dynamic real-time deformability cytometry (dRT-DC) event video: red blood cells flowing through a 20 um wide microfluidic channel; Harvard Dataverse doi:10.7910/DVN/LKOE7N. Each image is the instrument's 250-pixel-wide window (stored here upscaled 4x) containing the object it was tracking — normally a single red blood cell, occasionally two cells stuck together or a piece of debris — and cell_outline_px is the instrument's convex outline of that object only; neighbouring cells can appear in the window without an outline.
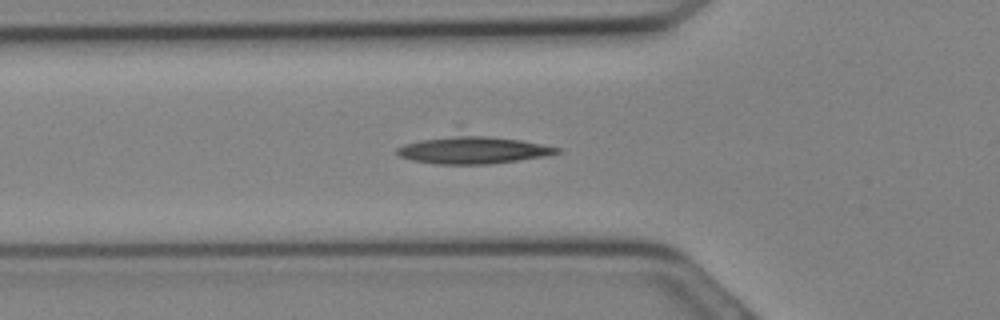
{"species": "Egyptian fruit bat (a non-hibernating species)", "species_latin": "Rousettus aegyptiacus", "temperature_condition": "cold", "stored_images_in_passage": 12, "camera_frame_rate_fps": 3000, "um_per_image_px": 0.085, "animal": {"sex": "female"}, "frame": {"image": 1, "passage_image": 4, "time_ms": 1.0, "image_size_px": [1000, 320], "cell_outline_px": [[564, 152], [544, 156], [488, 164], [436, 164], [412, 160], [400, 156], [396, 152], [396, 148], [408, 144], [424, 140], [456, 136], [484, 136], [520, 140], [560, 148]], "centroid_in_image_um": [40.25, 12.78], "position_along_channel_um": 85.5, "area_um2": 24.51}}
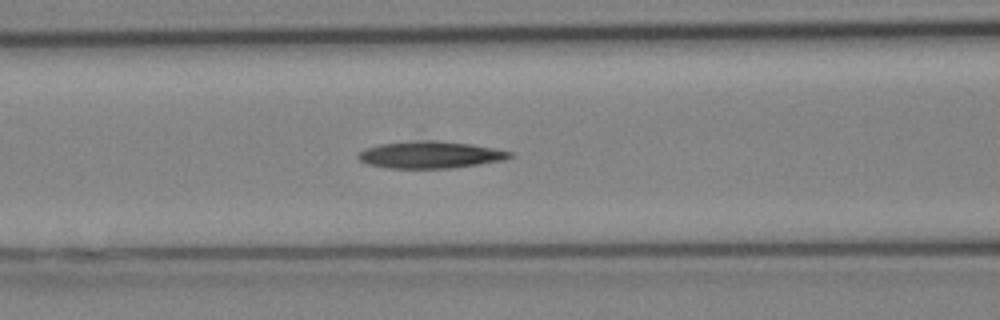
{"frame": {"image": 2, "passage_image": 6, "time_ms": 1.667, "image_size_px": [1000, 320], "cell_outline_px": [[512, 156], [504, 160], [452, 168], [388, 168], [368, 164], [360, 160], [356, 156], [360, 152], [368, 148], [380, 144], [416, 140], [436, 140], [468, 144], [492, 148], [512, 152]], "centroid_in_image_um": [36.56, 13.16], "position_along_channel_um": 130.0, "area_um2": 23.58}}
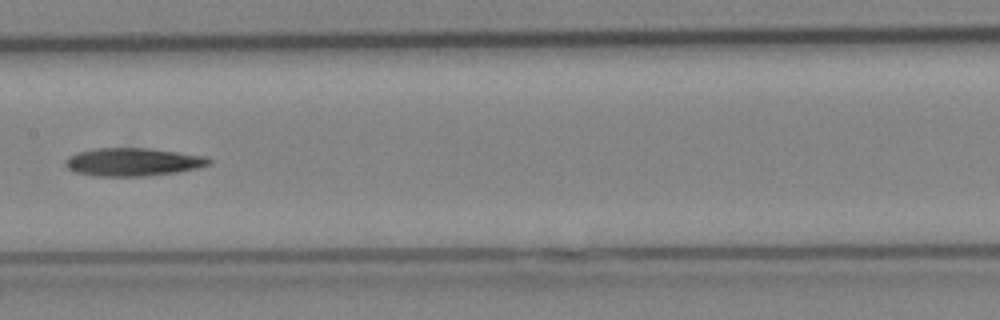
{"frame": {"image": 3, "passage_image": 9, "time_ms": 2.667, "image_size_px": [1000, 320], "cell_outline_px": [[212, 164], [200, 168], [176, 172], [144, 176], [92, 176], [76, 172], [68, 168], [64, 164], [64, 160], [68, 156], [80, 152], [96, 148], [148, 148], [204, 156], [212, 160]], "centroid_in_image_um": [11.3, 13.77], "position_along_channel_um": 196.1, "area_um2": 23.47}}